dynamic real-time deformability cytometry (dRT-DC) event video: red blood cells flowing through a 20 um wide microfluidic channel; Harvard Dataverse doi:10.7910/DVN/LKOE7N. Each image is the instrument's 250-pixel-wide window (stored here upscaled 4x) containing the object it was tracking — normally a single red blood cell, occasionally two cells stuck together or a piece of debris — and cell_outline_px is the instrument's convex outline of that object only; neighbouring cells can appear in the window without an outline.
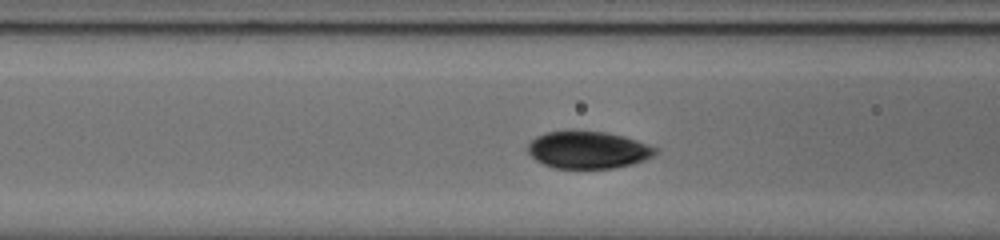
{"species": "common noctule bat (a hibernating species)", "species_latin": "Nyctalus noctula", "temperature_condition": "cold", "stored_images_in_passage": 45, "camera_frame_rate_fps": 3000, "um_per_image_px": 0.085, "animal": {"sex": "male", "body_mass_g": 20.0, "forearm_length_mm": 53.3}, "frame": {"image": 1, "passage_image": 11, "time_ms": 3.333, "image_size_px": [1000, 240], "cell_outline_px": [[660, 152], [644, 160], [632, 164], [616, 168], [552, 168], [536, 160], [528, 152], [528, 144], [536, 136], [548, 132], [568, 128], [604, 132], [624, 136], [648, 144], [656, 148]], "centroid_in_image_um": [49.97, 12.71], "position_along_channel_um": 116.6, "area_um2": 28.21}}
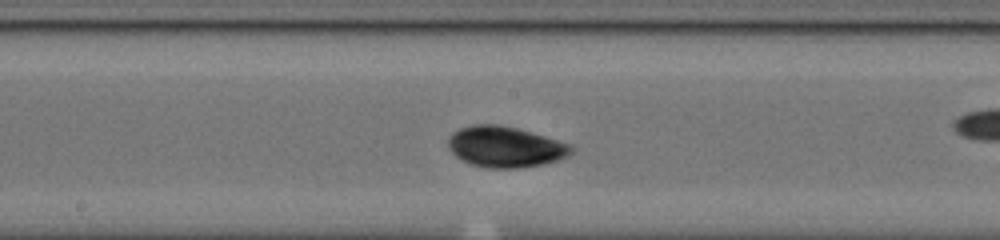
{"frame": {"image": 2, "passage_image": 18, "time_ms": 5.667, "image_size_px": [1000, 240], "cell_outline_px": [[572, 152], [568, 156], [544, 164], [520, 168], [484, 168], [468, 164], [456, 156], [448, 148], [448, 136], [452, 132], [460, 128], [472, 124], [500, 124], [516, 128], [572, 144]], "centroid_in_image_um": [42.9, 12.48], "position_along_channel_um": 205.3, "area_um2": 29.54}}
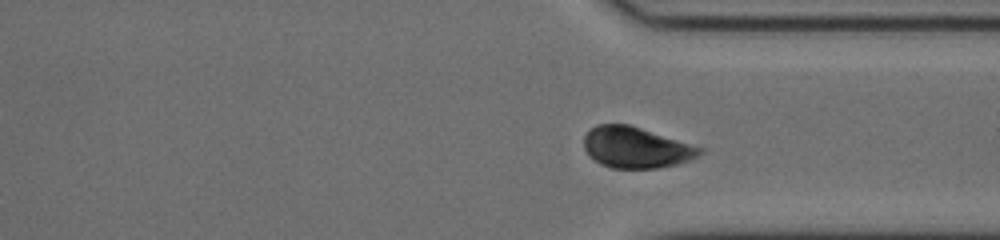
{"frame": {"image": 3, "passage_image": 30, "time_ms": 9.667, "image_size_px": [1000, 240], "cell_outline_px": [[704, 152], [700, 156], [676, 164], [656, 168], [612, 168], [600, 164], [588, 156], [584, 148], [584, 136], [596, 124], [628, 124], [704, 148]], "centroid_in_image_um": [54.05, 12.54], "position_along_channel_um": 357.4, "area_um2": 27.63}, "authors_computed_cell_mechanics": {"area_um2": 27.5128, "velocity_mm_per_s": 3.8056, "shape_relaxation_time_tau1_ms": null, "shape_relaxation_time_tau2_ms": 2.3012, "deformation_change_tau1": null, "deformation_change_tau2": 0.0511}}